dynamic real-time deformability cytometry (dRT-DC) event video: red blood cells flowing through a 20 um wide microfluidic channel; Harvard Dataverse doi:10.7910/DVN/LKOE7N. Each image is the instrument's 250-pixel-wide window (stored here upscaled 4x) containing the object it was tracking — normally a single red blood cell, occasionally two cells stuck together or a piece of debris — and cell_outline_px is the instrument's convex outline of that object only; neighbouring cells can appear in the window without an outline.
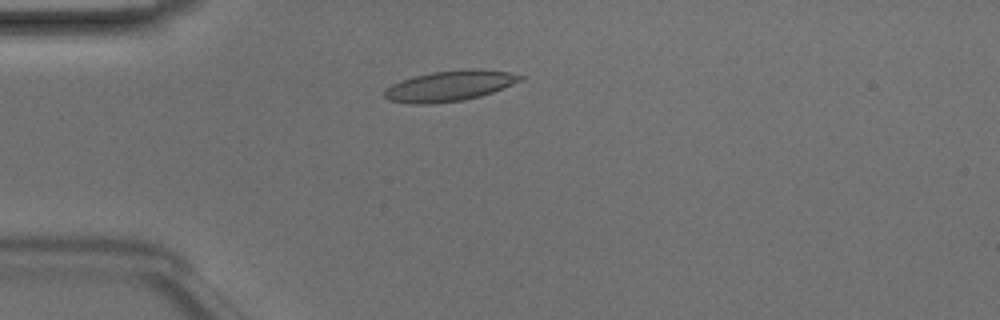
{"species": "Egyptian fruit bat (a non-hibernating species)", "species_latin": "Rousettus aegyptiacus", "temperature_condition": "room temperature", "stored_images_in_passage": 47, "camera_frame_rate_fps": 3000, "um_per_image_px": 0.085, "animal": {"sex": "male"}, "frame": {"image": 1, "passage_image": 11, "time_ms": 3.333, "image_size_px": [1000, 320], "cell_outline_px": [[524, 80], [492, 92], [480, 96], [464, 100], [432, 104], [412, 104], [388, 100], [384, 96], [384, 92], [392, 84], [416, 76], [432, 72], [464, 68], [480, 68], [508, 72], [524, 76]], "centroid_in_image_um": [38.26, 7.29], "position_along_channel_um": 46.7, "area_um2": 24.22}}
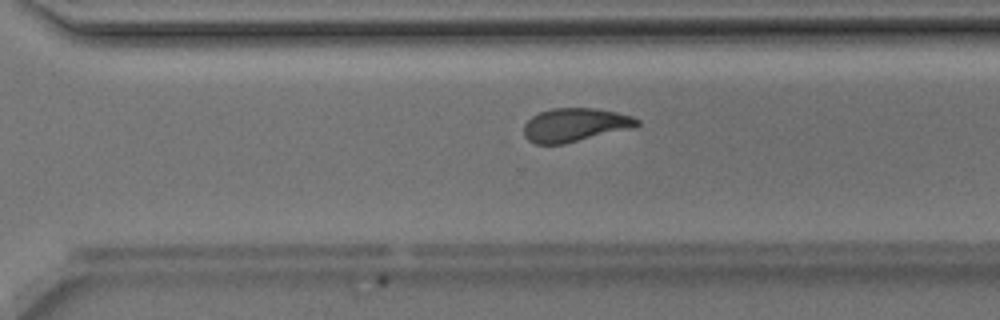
{"frame": {"image": 2, "passage_image": 32, "time_ms": 10.333, "image_size_px": [1000, 320], "cell_outline_px": [[640, 124], [636, 128], [564, 144], [536, 144], [528, 140], [524, 136], [524, 124], [532, 116], [540, 112], [552, 108], [596, 108], [616, 112], [632, 116], [640, 120]], "centroid_in_image_um": [48.91, 10.62], "position_along_channel_um": 321.7, "area_um2": 22.43}}
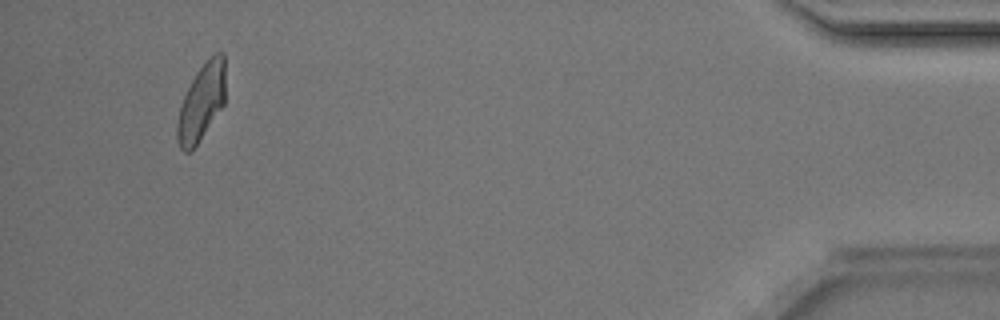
{"frame": {"image": 3, "passage_image": 44, "time_ms": 14.333, "image_size_px": [1000, 320], "cell_outline_px": [[224, 104], [196, 144], [188, 152], [184, 152], [180, 148], [176, 136], [176, 124], [180, 104], [196, 72], [216, 52], [224, 52]], "centroid_in_image_um": [17.1, 8.7], "position_along_channel_um": 418.1, "area_um2": 21.04}, "authors_computed_cell_mechanics": {"area_um2": 22.542, "velocity_mm_per_s": 4.1841, "shape_relaxation_time_tau1_ms": 4.8262, "shape_relaxation_time_tau2_ms": 2.1909, "deformation_change_tau1": 0.1649, "deformation_change_tau2": 0.0701}}